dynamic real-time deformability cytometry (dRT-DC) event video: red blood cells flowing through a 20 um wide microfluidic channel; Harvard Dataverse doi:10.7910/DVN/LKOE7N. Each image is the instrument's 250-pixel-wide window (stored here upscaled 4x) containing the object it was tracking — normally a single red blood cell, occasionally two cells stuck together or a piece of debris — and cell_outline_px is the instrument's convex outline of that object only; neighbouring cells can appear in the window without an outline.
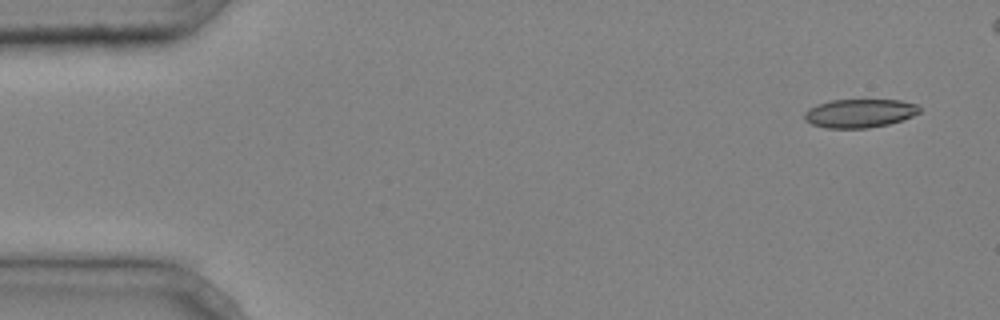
{"species": "common noctule bat (a hibernating species)", "species_latin": "Nyctalus noctula", "temperature_condition": "cold", "stored_images_in_passage": 4, "camera_frame_rate_fps": 3000, "um_per_image_px": 0.085, "animal": {"sex": "male", "body_mass_g": 20.4}, "frame": {"image": 1, "passage_image": 1, "time_ms": 0.0, "image_size_px": [1000, 320], "cell_outline_px": [[920, 112], [912, 116], [888, 124], [868, 128], [828, 128], [812, 124], [804, 120], [804, 112], [808, 108], [816, 104], [832, 100], [900, 100], [916, 104], [920, 108]], "centroid_in_image_um": [73.03, 9.62], "position_along_channel_um": 12.0, "area_um2": 19.13}}